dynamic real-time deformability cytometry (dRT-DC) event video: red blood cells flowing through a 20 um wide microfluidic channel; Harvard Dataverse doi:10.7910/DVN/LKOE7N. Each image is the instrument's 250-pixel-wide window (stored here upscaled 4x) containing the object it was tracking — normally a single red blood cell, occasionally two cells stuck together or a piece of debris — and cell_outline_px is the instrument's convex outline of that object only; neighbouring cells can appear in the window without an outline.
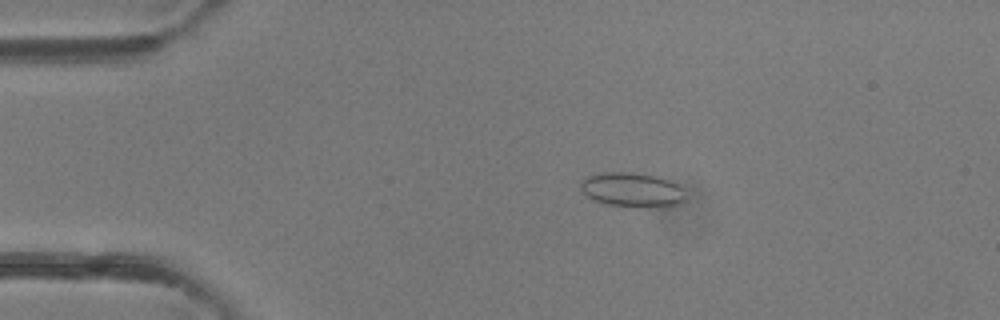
{"species": "common noctule bat (a hibernating species)", "species_latin": "Nyctalus noctula", "temperature_condition": "room temperature", "stored_images_in_passage": 47, "camera_frame_rate_fps": 3000, "um_per_image_px": 0.085, "animal": {"sex": "female"}, "frame": {"image": 1, "passage_image": 9, "time_ms": 2.667, "image_size_px": [1000, 320], "cell_outline_px": [[684, 200], [680, 204], [660, 208], [648, 208], [604, 204], [588, 196], [580, 188], [580, 180], [588, 176], [600, 172], [632, 172], [656, 176], [668, 180], [676, 184], [680, 188], [684, 196]], "centroid_in_image_um": [53.71, 16.14], "position_along_channel_um": 31.3, "area_um2": 21.15}}
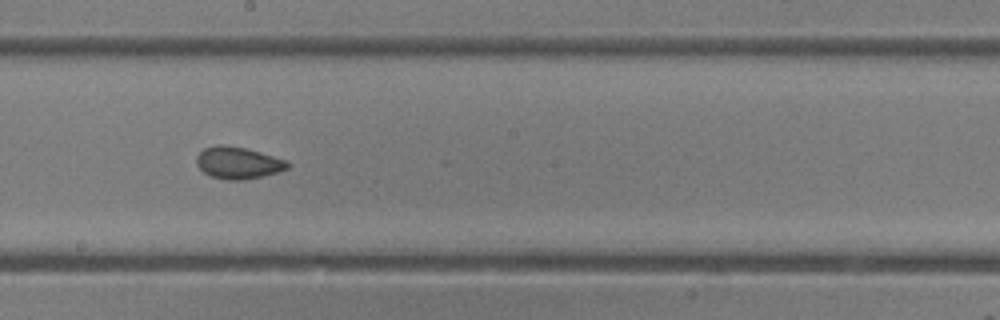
{"frame": {"image": 2, "passage_image": 26, "time_ms": 8.333, "image_size_px": [1000, 320], "cell_outline_px": [[288, 168], [264, 176], [244, 180], [228, 180], [212, 176], [204, 172], [196, 164], [196, 156], [204, 148], [216, 144], [220, 144], [244, 148], [260, 152], [288, 160]], "centroid_in_image_um": [20.22, 13.84], "position_along_channel_um": 228.0, "area_um2": 16.88}}
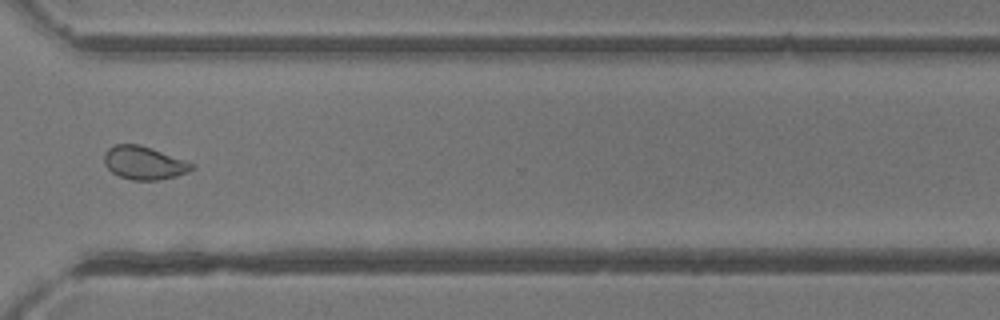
{"frame": {"image": 3, "passage_image": 35, "time_ms": 11.333, "image_size_px": [1000, 320], "cell_outline_px": [[196, 168], [188, 172], [176, 176], [156, 180], [132, 180], [120, 176], [112, 172], [104, 164], [104, 152], [108, 148], [116, 144], [140, 144], [196, 164]], "centroid_in_image_um": [12.25, 13.84], "position_along_channel_um": 358.3, "area_um2": 16.99}, "authors_computed_cell_mechanics": {"area_um2": 17.629, "velocity_mm_per_s": 4.3553, "shape_relaxation_time_tau1_ms": null, "shape_relaxation_time_tau2_ms": 1.5121, "deformation_change_tau1": null, "deformation_change_tau2": 0.0598}}